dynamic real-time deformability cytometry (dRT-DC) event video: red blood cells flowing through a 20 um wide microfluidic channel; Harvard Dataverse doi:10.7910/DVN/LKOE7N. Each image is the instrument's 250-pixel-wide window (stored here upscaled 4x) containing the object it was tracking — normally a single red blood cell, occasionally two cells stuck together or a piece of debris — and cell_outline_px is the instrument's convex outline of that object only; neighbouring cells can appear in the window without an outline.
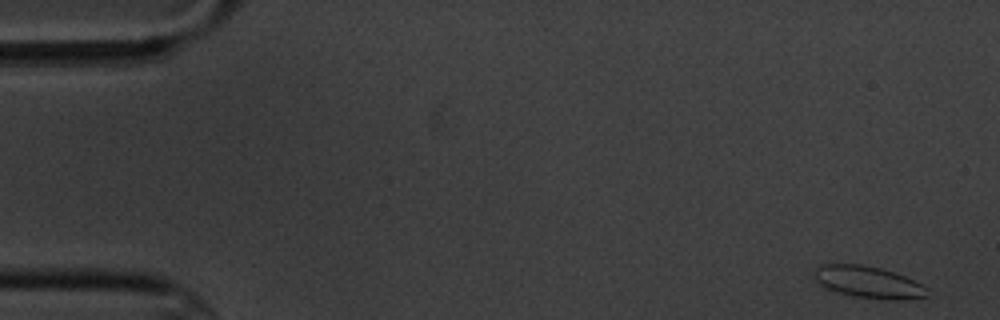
{"species": "common noctule bat (a hibernating species)", "species_latin": "Nyctalus noctula", "temperature_condition": "cold", "stored_images_in_passage": 6, "camera_frame_rate_fps": 3000, "um_per_image_px": 0.085, "animal": {"sex": "male", "body_mass_g": 20.1, "forearm_length_mm": 53.5}, "frame": {"image": 1, "passage_image": 1, "time_ms": 0.0, "image_size_px": [1000, 320], "cell_outline_px": [[928, 296], [900, 300], [896, 300], [856, 296], [836, 292], [824, 288], [812, 280], [812, 276], [816, 268], [820, 264], [860, 264], [880, 268], [904, 276], [928, 288]], "centroid_in_image_um": [73.72, 23.97], "position_along_channel_um": 11.3, "area_um2": 20.98}}
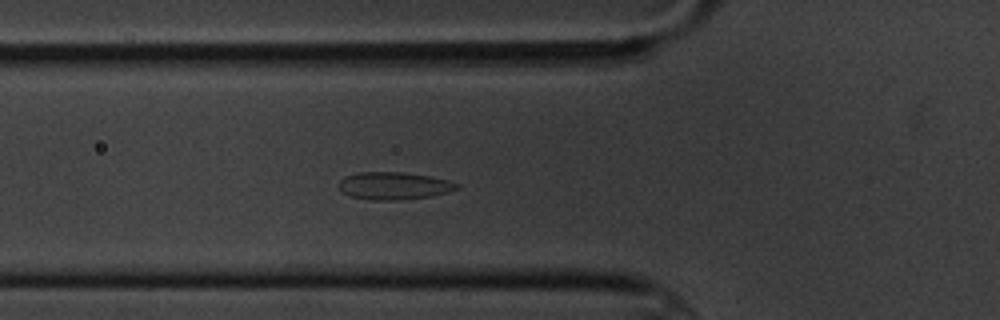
{"frame": {"image": 2, "passage_image": 6, "time_ms": 6.0, "image_size_px": [1000, 320], "cell_outline_px": [[460, 188], [448, 192], [432, 196], [400, 200], [372, 200], [348, 196], [336, 184], [344, 176], [356, 172], [404, 172], [428, 176], [448, 180], [460, 184]], "centroid_in_image_um": [33.47, 15.79], "position_along_channel_um": 92.3, "area_um2": 19.13}}